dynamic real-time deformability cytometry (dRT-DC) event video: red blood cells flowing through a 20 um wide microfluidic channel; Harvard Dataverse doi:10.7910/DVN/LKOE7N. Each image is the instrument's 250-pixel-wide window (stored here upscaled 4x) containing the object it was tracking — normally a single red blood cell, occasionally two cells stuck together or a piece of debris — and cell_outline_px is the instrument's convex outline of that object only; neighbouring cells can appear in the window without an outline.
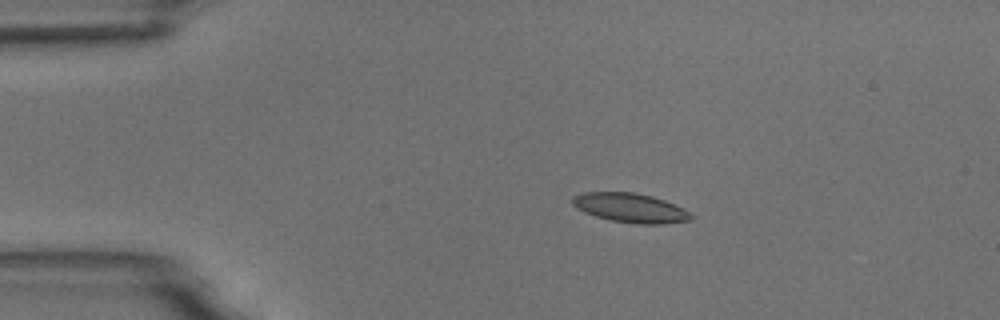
{"species": "common noctule bat (a hibernating species)", "species_latin": "Nyctalus noctula", "temperature_condition": "room temperature", "stored_images_in_passage": 9, "camera_frame_rate_fps": 3000, "um_per_image_px": 0.085, "animal": {"sex": "male", "body_mass_g": 18.8}, "frame": {"image": 1, "passage_image": 2, "time_ms": 1.333, "image_size_px": [1000, 320], "cell_outline_px": [[692, 216], [688, 220], [664, 224], [636, 224], [612, 220], [596, 216], [584, 212], [576, 208], [572, 204], [572, 196], [584, 192], [632, 192], [652, 196], [664, 200], [684, 208]], "centroid_in_image_um": [53.55, 17.66], "position_along_channel_um": 31.5, "area_um2": 20.11}}
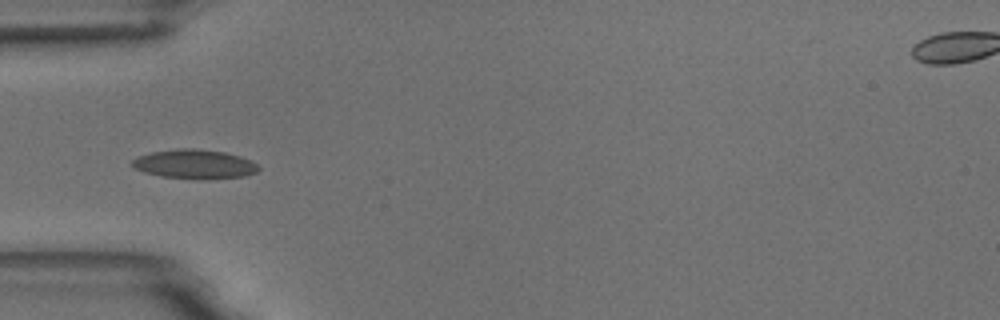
{"frame": {"image": 2, "passage_image": 4, "time_ms": 3.667, "image_size_px": [1000, 320], "cell_outline_px": [[260, 168], [256, 172], [244, 176], [208, 180], [196, 180], [160, 176], [144, 172], [132, 168], [132, 160], [136, 156], [152, 152], [176, 148], [192, 148], [224, 152], [240, 156], [256, 164]], "centroid_in_image_um": [16.49, 13.97], "position_along_channel_um": 68.5, "area_um2": 21.79}}
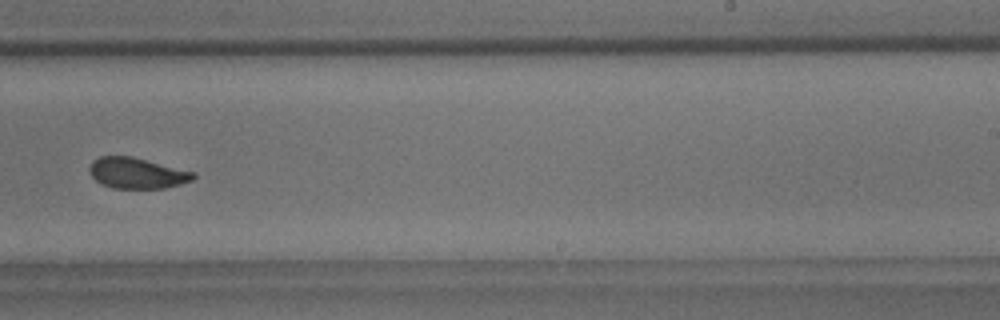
{"frame": {"image": 3, "passage_image": 9, "time_ms": 9.333, "image_size_px": [1000, 320], "cell_outline_px": [[196, 176], [192, 180], [180, 184], [164, 188], [112, 188], [100, 184], [92, 176], [88, 168], [92, 160], [100, 156], [132, 156], [196, 172]], "centroid_in_image_um": [11.63, 14.71], "position_along_channel_um": 277.4, "area_um2": 18.79}}